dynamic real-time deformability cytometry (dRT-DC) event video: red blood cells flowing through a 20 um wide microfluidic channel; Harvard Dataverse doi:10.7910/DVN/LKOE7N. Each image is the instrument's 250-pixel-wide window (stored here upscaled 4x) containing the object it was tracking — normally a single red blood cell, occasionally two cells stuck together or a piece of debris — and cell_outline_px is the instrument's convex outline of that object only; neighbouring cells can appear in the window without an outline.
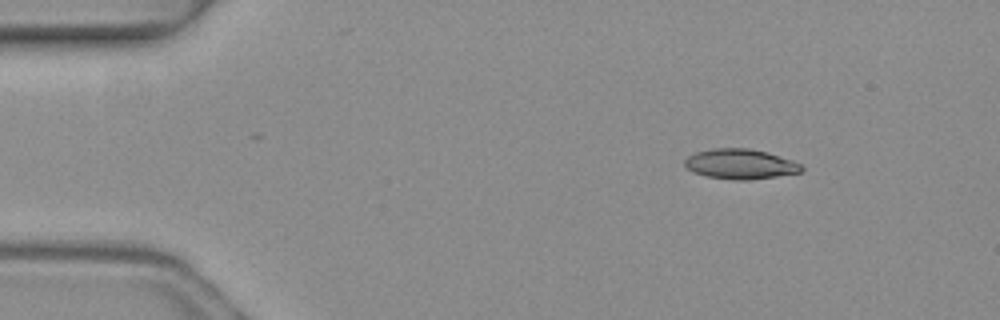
{"species": "common noctule bat (a hibernating species)", "species_latin": "Nyctalus noctula", "temperature_condition": "warm", "stored_images_in_passage": 4, "segment_of_instrument_passage": [1, 2], "camera_frame_rate_fps": 3000, "um_per_image_px": 0.085, "animal": {"sex": "female", "body_mass_g": 19.3, "forearm_length_mm": 54.1}, "frame": {"image": 1, "passage_image": 1, "time_ms": 0.0, "image_size_px": [1000, 320], "cell_outline_px": [[804, 168], [800, 172], [776, 176], [748, 180], [736, 180], [708, 176], [692, 172], [684, 164], [684, 160], [688, 156], [696, 152], [712, 148], [748, 148], [768, 152], [792, 160], [800, 164]], "centroid_in_image_um": [62.92, 13.93], "position_along_channel_um": 22.1, "area_um2": 20.35}}
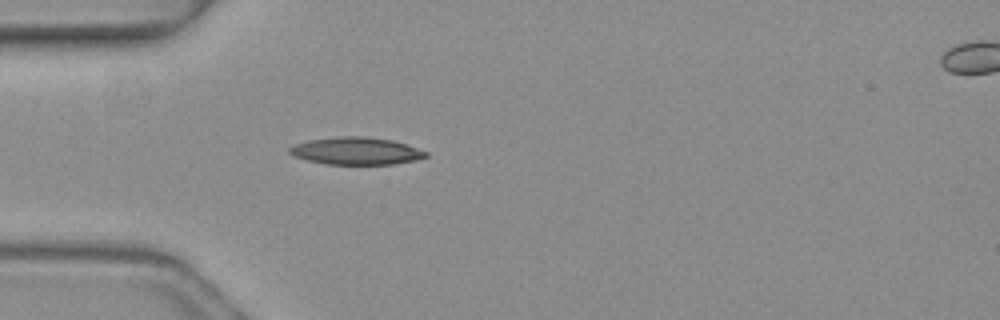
{"frame": {"image": 2, "passage_image": 3, "time_ms": 0.667, "image_size_px": [1000, 320], "cell_outline_px": [[428, 156], [416, 160], [392, 164], [324, 164], [292, 156], [288, 152], [288, 148], [296, 144], [308, 140], [336, 136], [364, 136], [392, 140], [428, 152]], "centroid_in_image_um": [30.23, 12.83], "position_along_channel_um": 54.8, "area_um2": 21.73}}